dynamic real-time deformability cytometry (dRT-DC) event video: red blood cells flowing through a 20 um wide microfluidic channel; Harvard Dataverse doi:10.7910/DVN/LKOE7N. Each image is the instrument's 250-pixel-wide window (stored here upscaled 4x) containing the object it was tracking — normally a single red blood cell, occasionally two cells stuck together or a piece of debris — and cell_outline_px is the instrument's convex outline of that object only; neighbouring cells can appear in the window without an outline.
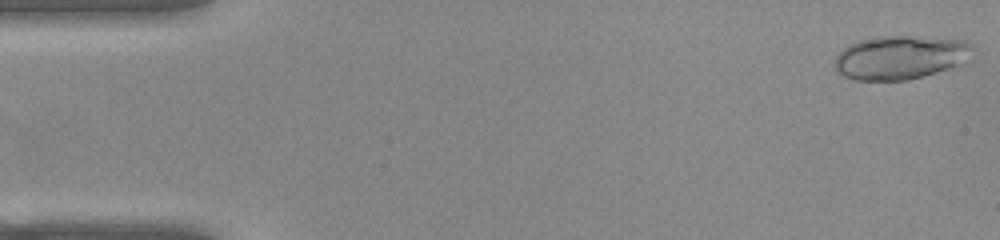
{"species": "common noctule bat (a hibernating species)", "species_latin": "Nyctalus noctula", "temperature_condition": "warm", "stored_images_in_passage": 51, "camera_frame_rate_fps": 3000, "um_per_image_px": 0.085, "animal": {"sex": "female", "body_mass_g": 22.0, "forearm_length_mm": 56.7}, "frame": {"image": 1, "passage_image": 1, "time_ms": 0.0, "image_size_px": [1000, 240], "cell_outline_px": [[972, 48], [956, 64], [948, 68], [936, 72], [908, 80], [852, 80], [836, 72], [836, 56], [848, 44], [856, 40], [876, 36], [912, 36], [968, 40], [972, 44]], "centroid_in_image_um": [76.42, 4.86], "position_along_channel_um": 8.6, "area_um2": 34.68}}